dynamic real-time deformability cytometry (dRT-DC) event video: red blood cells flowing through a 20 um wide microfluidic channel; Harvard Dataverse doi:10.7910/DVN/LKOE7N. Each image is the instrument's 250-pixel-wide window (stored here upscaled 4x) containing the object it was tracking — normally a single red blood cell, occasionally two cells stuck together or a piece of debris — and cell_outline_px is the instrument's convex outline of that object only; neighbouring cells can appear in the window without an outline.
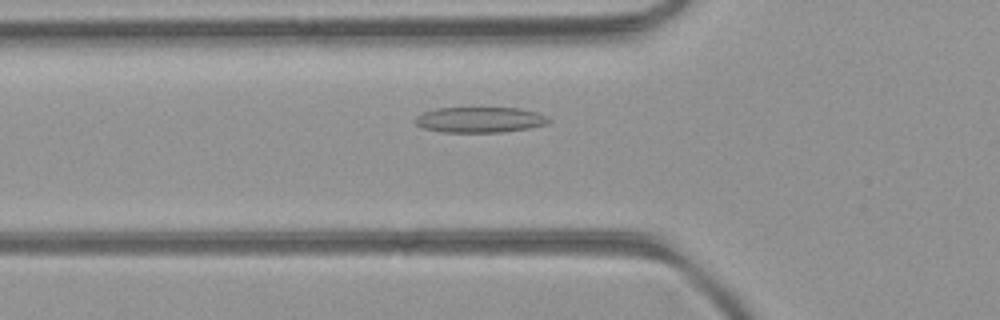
{"species": "common noctule bat (a hibernating species)", "species_latin": "Nyctalus noctula", "temperature_condition": "room temperature", "stored_images_in_passage": 46, "camera_frame_rate_fps": 3000, "um_per_image_px": 0.085, "animal": {"sex": "female", "body_mass_g": 21.9}, "frame": {"image": 1, "passage_image": 14, "time_ms": 4.333, "image_size_px": [1000, 320], "cell_outline_px": [[552, 120], [548, 124], [528, 128], [500, 132], [444, 132], [424, 128], [416, 124], [416, 116], [424, 112], [436, 108], [520, 108], [536, 112], [548, 116]], "centroid_in_image_um": [40.83, 10.17], "position_along_channel_um": 85.0, "area_um2": 19.83}}
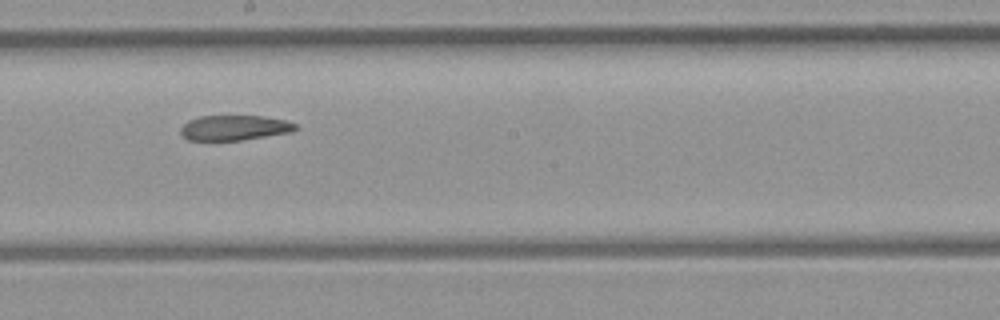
{"frame": {"image": 2, "passage_image": 24, "time_ms": 7.667, "image_size_px": [1000, 320], "cell_outline_px": [[296, 128], [292, 132], [240, 140], [188, 140], [180, 132], [180, 128], [188, 120], [200, 116], [264, 116], [284, 120], [296, 124]], "centroid_in_image_um": [19.9, 10.85], "position_along_channel_um": 228.3, "area_um2": 16.65}}
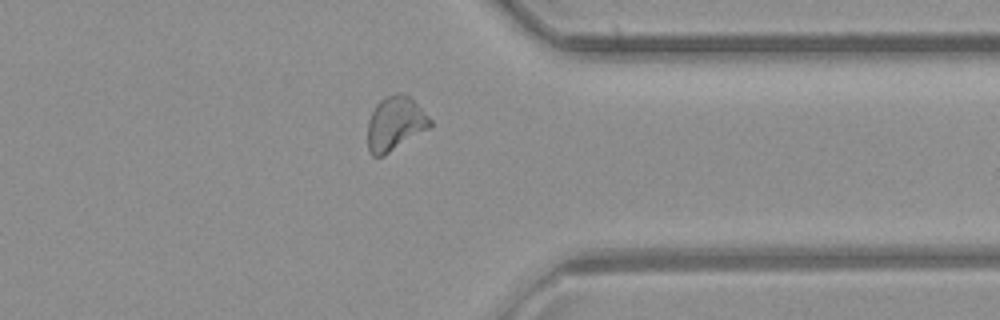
{"frame": {"image": 3, "passage_image": 35, "time_ms": 11.333, "image_size_px": [1000, 320], "cell_outline_px": [[432, 124], [428, 128], [384, 156], [372, 156], [368, 148], [368, 120], [376, 104], [380, 100], [396, 92], [400, 92], [408, 96], [432, 120]], "centroid_in_image_um": [33.56, 10.51], "position_along_channel_um": 377.8, "area_um2": 19.36}, "authors_computed_cell_mechanics": {"area_um2": 19.4208, "velocity_mm_per_s": 4.2744, "shape_relaxation_time_tau1_ms": null, "shape_relaxation_time_tau2_ms": 6.3517, "deformation_change_tau1": null, "deformation_change_tau2": 0.1454}}